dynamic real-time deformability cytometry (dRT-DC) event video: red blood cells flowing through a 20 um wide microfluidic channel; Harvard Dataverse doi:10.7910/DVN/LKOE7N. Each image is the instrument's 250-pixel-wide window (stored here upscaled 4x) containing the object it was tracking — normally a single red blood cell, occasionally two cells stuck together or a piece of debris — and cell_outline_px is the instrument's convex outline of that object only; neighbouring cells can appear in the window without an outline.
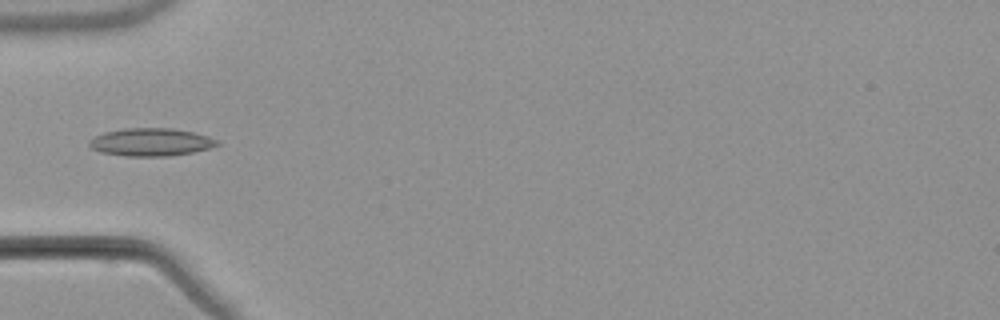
{"species": "common noctule bat (a hibernating species)", "species_latin": "Nyctalus noctula", "temperature_condition": "warm", "stored_images_in_passage": 6, "camera_frame_rate_fps": 3000, "um_per_image_px": 0.085, "animal": {"sex": "male", "body_mass_g": 21.5, "forearm_length_mm": 52.0}, "frame": {"image": 1, "passage_image": 5, "time_ms": 5.0, "image_size_px": [1000, 320], "cell_outline_px": [[220, 144], [208, 148], [192, 152], [168, 156], [124, 156], [100, 152], [92, 148], [88, 144], [88, 140], [104, 132], [124, 128], [172, 128], [192, 132], [208, 136], [220, 140]], "centroid_in_image_um": [12.82, 12.07], "position_along_channel_um": 72.2, "area_um2": 20.75}}
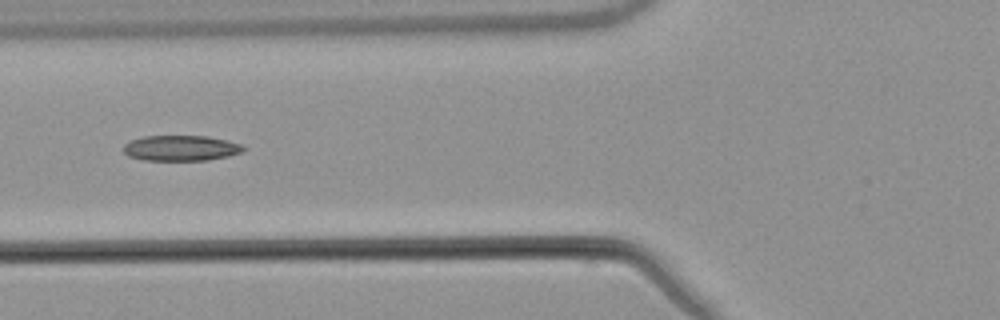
{"frame": {"image": 2, "passage_image": 6, "time_ms": 6.0, "image_size_px": [1000, 320], "cell_outline_px": [[248, 148], [240, 152], [228, 156], [208, 160], [144, 160], [128, 156], [124, 152], [124, 144], [132, 140], [144, 136], [208, 136], [228, 140], [240, 144]], "centroid_in_image_um": [15.4, 12.58], "position_along_channel_um": 110.4, "area_um2": 17.8}}